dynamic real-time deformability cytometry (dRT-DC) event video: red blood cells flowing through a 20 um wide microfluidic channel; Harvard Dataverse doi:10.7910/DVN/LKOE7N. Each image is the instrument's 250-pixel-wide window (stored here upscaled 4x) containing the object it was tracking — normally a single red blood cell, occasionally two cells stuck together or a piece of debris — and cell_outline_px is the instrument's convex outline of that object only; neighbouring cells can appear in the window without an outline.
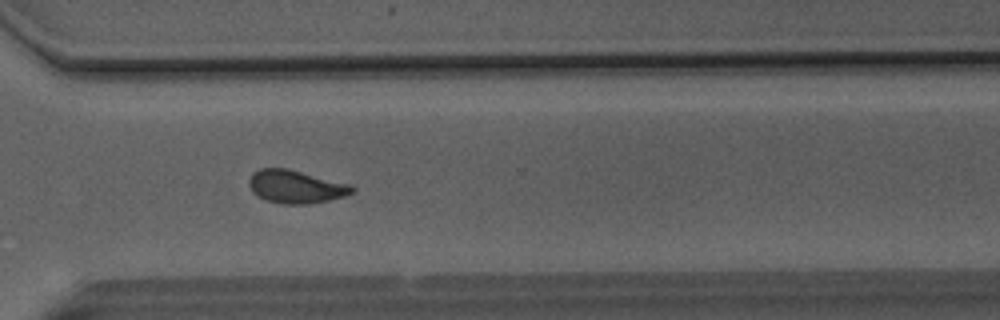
{"species": "Egyptian fruit bat (a non-hibernating species)", "species_latin": "Rousettus aegyptiacus", "temperature_condition": "room temperature", "stored_images_in_passage": 42, "camera_frame_rate_fps": 3000, "um_per_image_px": 0.085, "animal": {"sex": "male"}, "frame": {"image": 1, "passage_image": 29, "time_ms": 9.333, "image_size_px": [1000, 320], "cell_outline_px": [[356, 188], [352, 192], [344, 196], [328, 200], [308, 204], [280, 204], [264, 200], [252, 192], [248, 184], [248, 180], [252, 172], [260, 168], [284, 168], [352, 184]], "centroid_in_image_um": [25.11, 15.87], "position_along_channel_um": 345.5, "area_um2": 19.94}}
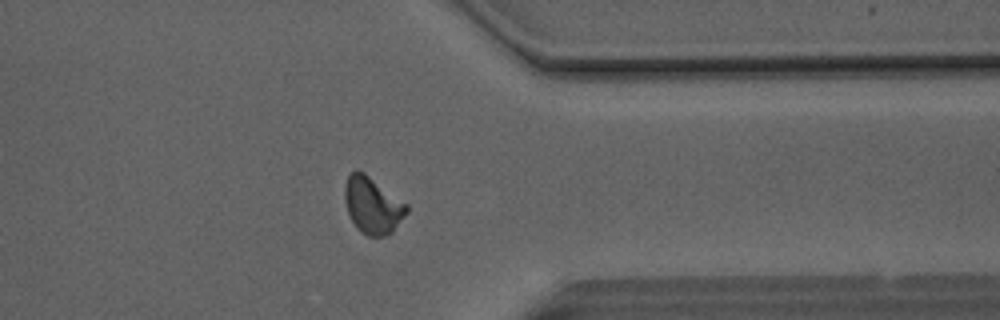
{"frame": {"image": 2, "passage_image": 32, "time_ms": 10.333, "image_size_px": [1000, 320], "cell_outline_px": [[408, 212], [392, 232], [384, 236], [368, 236], [360, 232], [356, 228], [348, 212], [344, 200], [344, 188], [348, 176], [356, 168], [364, 172], [408, 204]], "centroid_in_image_um": [31.67, 17.45], "position_along_channel_um": 379.7, "area_um2": 20.52}}
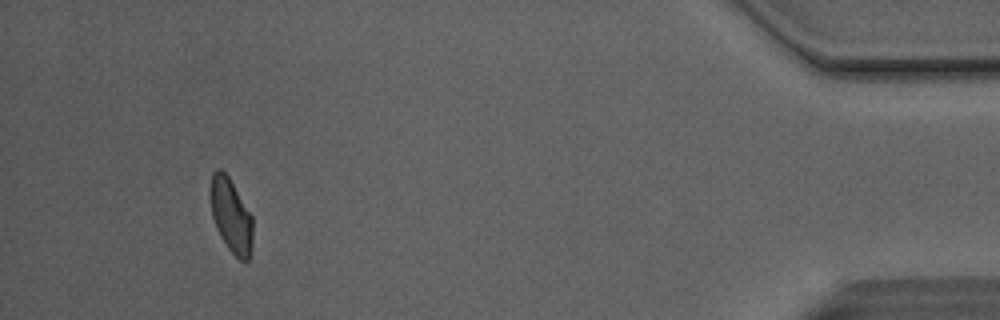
{"frame": {"image": 3, "passage_image": 39, "time_ms": 12.667, "image_size_px": [1000, 320], "cell_outline_px": [[252, 244], [248, 260], [244, 264], [228, 248], [220, 236], [216, 228], [212, 216], [208, 196], [208, 192], [212, 172], [216, 168], [220, 168], [228, 176], [252, 216]], "centroid_in_image_um": [19.59, 18.3], "position_along_channel_um": 415.6, "area_um2": 18.55}, "authors_computed_cell_mechanics": {"area_um2": 19.7387, "velocity_mm_per_s": 4.1237, "shape_relaxation_time_tau1_ms": 3.4457, "shape_relaxation_time_tau2_ms": 1.1962, "deformation_change_tau1": 0.0895, "deformation_change_tau2": 0.0706}}